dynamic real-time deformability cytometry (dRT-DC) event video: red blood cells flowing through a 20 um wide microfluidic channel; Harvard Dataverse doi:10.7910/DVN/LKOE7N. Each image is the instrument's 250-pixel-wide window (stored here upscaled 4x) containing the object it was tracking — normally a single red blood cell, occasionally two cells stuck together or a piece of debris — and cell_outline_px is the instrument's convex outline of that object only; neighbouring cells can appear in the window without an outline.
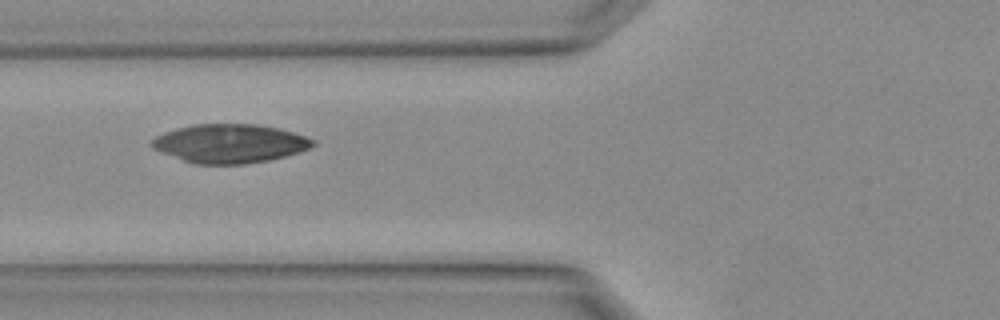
{"species": "Egyptian fruit bat (a non-hibernating species)", "species_latin": "Rousettus aegyptiacus", "temperature_condition": "warm", "stored_images_in_passage": 4, "camera_frame_rate_fps": 3000, "um_per_image_px": 0.085, "animal": {"sex": "female"}, "frame": {"image": 1, "passage_image": 4, "time_ms": 1.0, "image_size_px": [1000, 320], "cell_outline_px": [[316, 144], [308, 148], [284, 156], [268, 160], [244, 164], [196, 164], [184, 160], [152, 148], [152, 140], [156, 136], [164, 132], [176, 128], [192, 124], [256, 124], [276, 128], [292, 132], [316, 140]], "centroid_in_image_um": [19.52, 12.19], "position_along_channel_um": 106.3, "area_um2": 35.95}}